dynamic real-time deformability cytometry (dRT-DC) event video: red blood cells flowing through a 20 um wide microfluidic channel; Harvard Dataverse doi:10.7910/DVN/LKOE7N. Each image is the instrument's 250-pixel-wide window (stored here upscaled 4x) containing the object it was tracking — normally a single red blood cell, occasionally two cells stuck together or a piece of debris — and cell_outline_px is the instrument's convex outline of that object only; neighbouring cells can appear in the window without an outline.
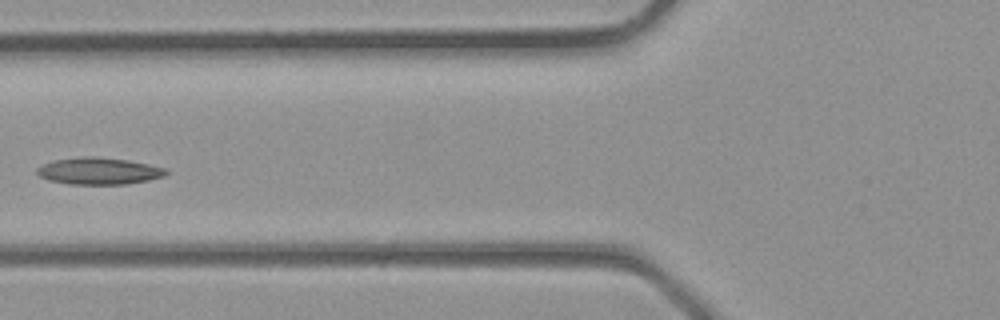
{"species": "common noctule bat (a hibernating species)", "species_latin": "Nyctalus noctula", "temperature_condition": "room temperature", "stored_images_in_passage": 5, "camera_frame_rate_fps": 3000, "um_per_image_px": 0.085, "animal": {"sex": "male", "body_mass_g": 23.1, "forearm_length_mm": 52.7}, "frame": {"image": 1, "passage_image": 5, "time_ms": 1.333, "image_size_px": [1000, 320], "cell_outline_px": [[168, 172], [164, 176], [148, 180], [128, 184], [68, 184], [48, 180], [40, 176], [36, 172], [36, 168], [52, 160], [84, 156], [96, 156], [128, 160], [148, 164], [164, 168]], "centroid_in_image_um": [8.37, 14.53], "position_along_channel_um": 117.4, "area_um2": 20.23}}